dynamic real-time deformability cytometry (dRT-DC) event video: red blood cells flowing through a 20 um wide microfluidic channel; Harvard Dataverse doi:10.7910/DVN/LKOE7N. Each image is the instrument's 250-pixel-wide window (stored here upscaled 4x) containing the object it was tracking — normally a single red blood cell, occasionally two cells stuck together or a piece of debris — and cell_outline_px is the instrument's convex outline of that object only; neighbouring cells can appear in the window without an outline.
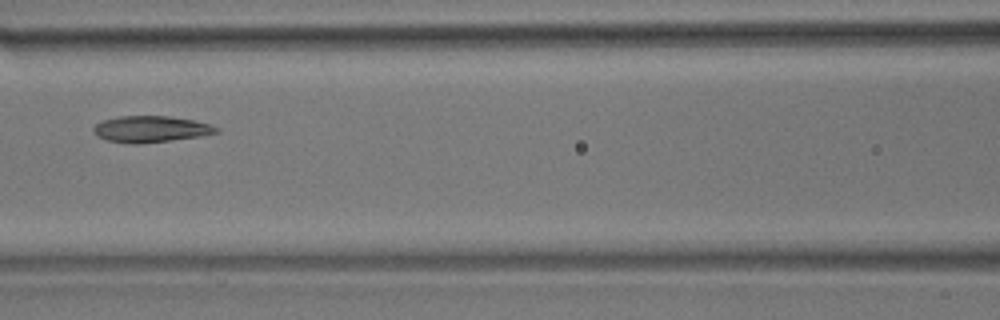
{"species": "common noctule bat (a hibernating species)", "species_latin": "Nyctalus noctula", "temperature_condition": "room temperature", "stored_images_in_passage": 5, "camera_frame_rate_fps": 3000, "um_per_image_px": 0.085, "animal": {"sex": "male", "body_mass_g": 17.9}, "frame": {"image": 1, "passage_image": 5, "time_ms": 4.333, "image_size_px": [1000, 320], "cell_outline_px": [[220, 132], [200, 136], [172, 140], [140, 144], [128, 144], [108, 140], [96, 136], [92, 132], [92, 128], [96, 124], [104, 120], [120, 116], [168, 116], [192, 120], [208, 124], [220, 128]], "centroid_in_image_um": [12.79, 10.98], "position_along_channel_um": 153.8, "area_um2": 18.9}}